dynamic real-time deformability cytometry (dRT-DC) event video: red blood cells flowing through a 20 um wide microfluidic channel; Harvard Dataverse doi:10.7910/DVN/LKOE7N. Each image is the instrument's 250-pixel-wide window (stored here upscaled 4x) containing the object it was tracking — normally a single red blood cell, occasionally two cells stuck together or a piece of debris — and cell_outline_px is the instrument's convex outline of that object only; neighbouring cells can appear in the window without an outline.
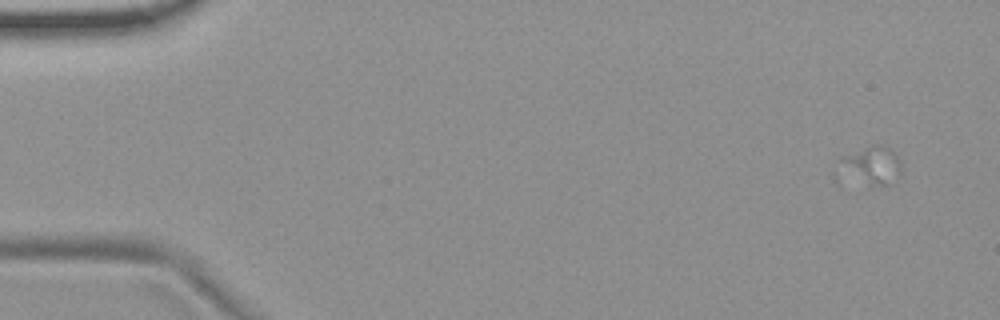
{"species": "common noctule bat (a hibernating species)", "species_latin": "Nyctalus noctula", "temperature_condition": "room temperature", "stored_images_in_passage": 1, "camera_frame_rate_fps": 3000, "um_per_image_px": 0.085, "animal": {"sex": "female", "body_mass_g": 19.9}, "frame": {"image": 1, "passage_image": 1, "time_ms": 0.0, "image_size_px": [1000, 320], "cell_outline_px": [[900, 172], [892, 184], [868, 188], [840, 164], [840, 156], [864, 148], [880, 144], [896, 152], [900, 164]], "centroid_in_image_um": [74.19, 14.07], "position_along_channel_um": 10.8, "area_um2": 13.24}}